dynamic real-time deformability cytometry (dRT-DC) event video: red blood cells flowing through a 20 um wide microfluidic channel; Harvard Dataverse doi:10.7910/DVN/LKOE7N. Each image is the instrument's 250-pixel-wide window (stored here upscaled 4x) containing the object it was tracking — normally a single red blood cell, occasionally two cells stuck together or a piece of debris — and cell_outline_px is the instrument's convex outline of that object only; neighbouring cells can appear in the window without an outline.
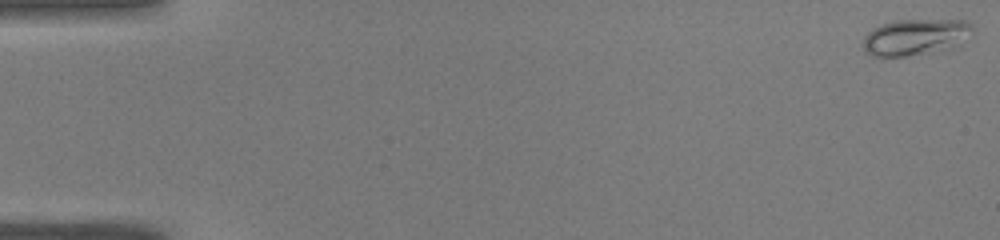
{"species": "common noctule bat (a hibernating species)", "species_latin": "Nyctalus noctula", "temperature_condition": "warm", "stored_images_in_passage": 50, "camera_frame_rate_fps": 3000, "um_per_image_px": 0.085, "animal": {"sex": "male", "body_mass_g": 19.0, "forearm_length_mm": 50.8}, "frame": {"image": 1, "passage_image": 1, "time_ms": 0.0, "image_size_px": [1000, 240], "cell_outline_px": [[972, 28], [952, 48], [904, 56], [876, 56], [864, 52], [864, 36], [872, 28], [880, 24], [896, 20], [964, 20], [972, 24]], "centroid_in_image_um": [77.71, 3.13], "position_along_channel_um": 7.3, "area_um2": 22.54}}
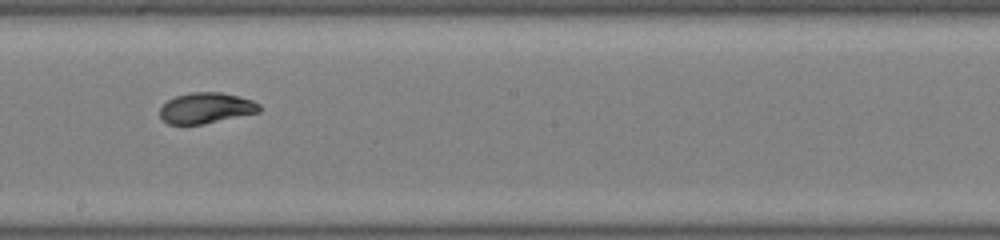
{"frame": {"image": 2, "passage_image": 29, "time_ms": 9.333, "image_size_px": [1000, 240], "cell_outline_px": [[260, 112], [204, 124], [168, 124], [160, 116], [160, 108], [168, 100], [176, 96], [192, 92], [220, 92], [240, 96], [252, 100], [260, 104]], "centroid_in_image_um": [17.54, 9.18], "position_along_channel_um": 230.7, "area_um2": 17.8}}
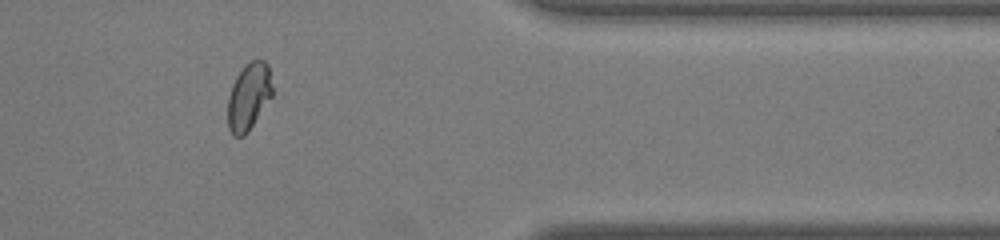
{"frame": {"image": 3, "passage_image": 42, "time_ms": 13.667, "image_size_px": [1000, 240], "cell_outline_px": [[272, 96], [248, 132], [244, 136], [232, 136], [228, 128], [228, 96], [232, 84], [236, 76], [244, 64], [252, 60], [264, 60], [268, 64], [272, 88]], "centroid_in_image_um": [21.13, 8.21], "position_along_channel_um": 390.3, "area_um2": 17.51}, "authors_computed_cell_mechanics": {"area_um2": 18.496, "velocity_mm_per_s": 4.0791, "shape_relaxation_time_tau1_ms": 4.1502, "shape_relaxation_time_tau2_ms": 1.3847, "deformation_change_tau1": 0.1609, "deformation_change_tau2": 0.0354}}